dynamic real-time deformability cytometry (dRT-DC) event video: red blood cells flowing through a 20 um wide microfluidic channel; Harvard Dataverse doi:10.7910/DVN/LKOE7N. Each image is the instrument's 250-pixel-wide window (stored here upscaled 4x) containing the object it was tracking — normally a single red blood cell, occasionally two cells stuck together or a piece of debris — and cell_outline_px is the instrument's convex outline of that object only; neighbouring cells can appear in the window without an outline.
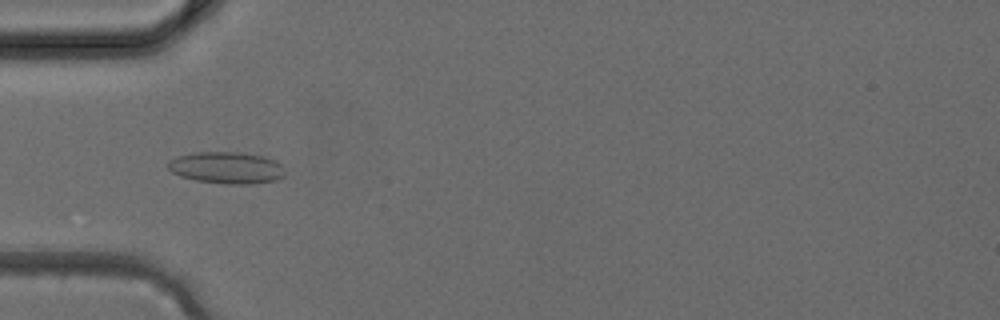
{"species": "common noctule bat (a hibernating species)", "species_latin": "Nyctalus noctula", "temperature_condition": "cold", "stored_images_in_passage": 37, "camera_frame_rate_fps": 3000, "um_per_image_px": 0.085, "animal": {"sex": "female", "body_mass_g": 24.6, "forearm_length_mm": 56.2}, "frame": {"image": 1, "passage_image": 12, "time_ms": 3.667, "image_size_px": [1000, 320], "cell_outline_px": [[284, 176], [276, 180], [252, 184], [224, 184], [196, 180], [180, 176], [172, 172], [168, 168], [168, 160], [176, 156], [192, 152], [240, 152], [264, 156], [276, 160], [284, 168]], "centroid_in_image_um": [19.25, 14.25], "position_along_channel_um": 65.7, "area_um2": 21.91}}
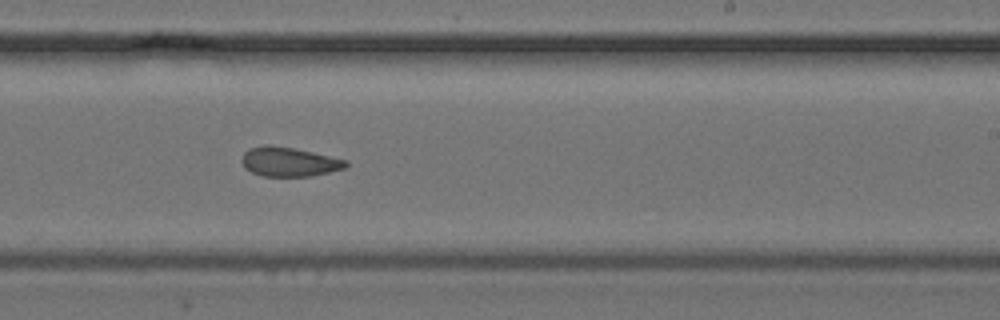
{"frame": {"image": 2, "passage_image": 23, "time_ms": 7.333, "image_size_px": [1000, 320], "cell_outline_px": [[348, 164], [344, 168], [312, 176], [264, 176], [252, 172], [244, 168], [240, 160], [244, 152], [248, 148], [264, 144], [272, 144], [312, 152], [348, 160]], "centroid_in_image_um": [24.52, 13.74], "position_along_channel_um": 264.5, "area_um2": 17.86}}
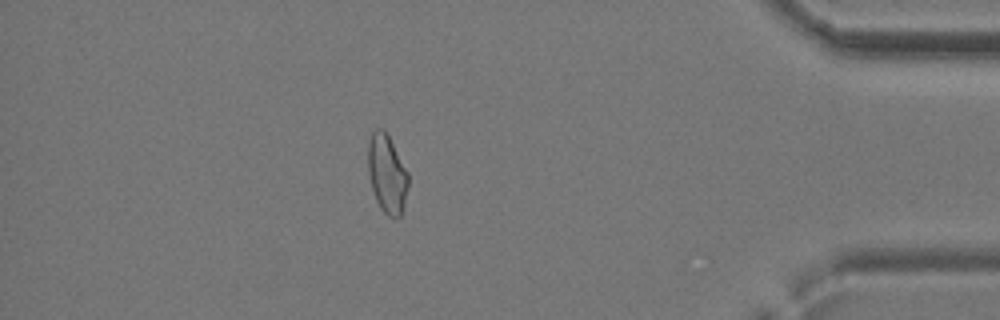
{"frame": {"image": 3, "passage_image": 33, "time_ms": 10.667, "image_size_px": [1000, 320], "cell_outline_px": [[408, 188], [404, 204], [400, 216], [388, 216], [380, 208], [376, 200], [372, 188], [368, 172], [368, 144], [372, 132], [376, 128], [384, 128], [408, 172]], "centroid_in_image_um": [32.89, 14.75], "position_along_channel_um": 402.3, "area_um2": 18.26}}